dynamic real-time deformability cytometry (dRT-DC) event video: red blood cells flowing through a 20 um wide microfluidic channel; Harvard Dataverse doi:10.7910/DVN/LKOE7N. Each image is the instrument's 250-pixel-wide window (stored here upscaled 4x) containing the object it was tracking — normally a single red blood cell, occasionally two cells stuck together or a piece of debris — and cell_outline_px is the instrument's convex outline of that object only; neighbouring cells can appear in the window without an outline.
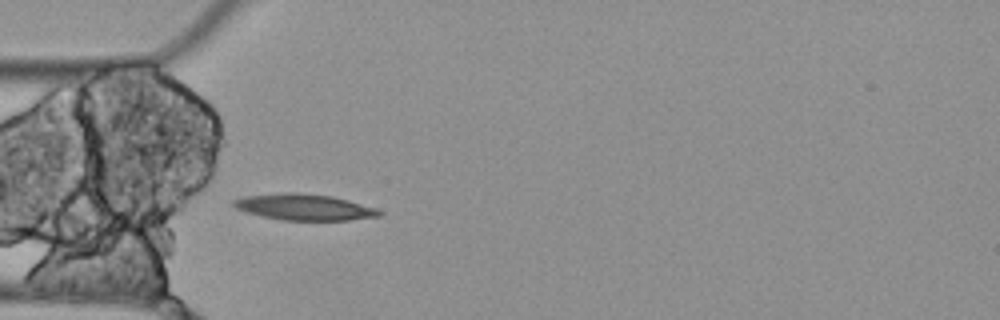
{"species": "Egyptian fruit bat (a non-hibernating species)", "species_latin": "Rousettus aegyptiacus", "temperature_condition": "cold", "stored_images_in_passage": 4, "camera_frame_rate_fps": 3000, "um_per_image_px": 0.085, "animal": {"sex": "female"}, "frame": {"image": 1, "passage_image": 4, "time_ms": 1.0, "image_size_px": [1000, 320], "cell_outline_px": [[384, 212], [380, 216], [348, 220], [280, 220], [244, 212], [236, 208], [232, 204], [232, 200], [244, 196], [288, 192], [296, 192], [332, 196], [376, 208]], "centroid_in_image_um": [25.83, 17.6], "position_along_channel_um": 59.2, "area_um2": 22.2}}